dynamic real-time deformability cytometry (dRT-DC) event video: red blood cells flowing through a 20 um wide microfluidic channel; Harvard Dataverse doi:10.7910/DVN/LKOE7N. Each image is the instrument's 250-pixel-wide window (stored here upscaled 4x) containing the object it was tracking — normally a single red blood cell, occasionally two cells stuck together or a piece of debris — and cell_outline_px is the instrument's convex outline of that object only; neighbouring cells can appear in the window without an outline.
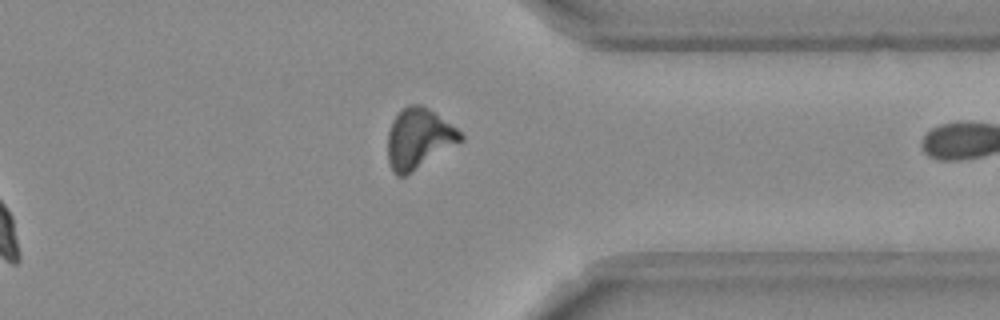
{"species": "Egyptian fruit bat (a non-hibernating species)", "species_latin": "Rousettus aegyptiacus", "temperature_condition": "room temperature", "stored_images_in_passage": 13, "segment_of_instrument_passage": [2, 2], "camera_frame_rate_fps": 3000, "um_per_image_px": 0.085, "frame": {"image": 1, "passage_image": 13, "time_ms": 4.0, "image_size_px": [1000, 320], "cell_outline_px": [[464, 140], [404, 176], [396, 176], [392, 172], [388, 160], [388, 132], [392, 120], [400, 108], [408, 104], [420, 104], [428, 108], [456, 128], [464, 136]], "centroid_in_image_um": [35.56, 11.76], "position_along_channel_um": 375.8, "area_um2": 25.49}}